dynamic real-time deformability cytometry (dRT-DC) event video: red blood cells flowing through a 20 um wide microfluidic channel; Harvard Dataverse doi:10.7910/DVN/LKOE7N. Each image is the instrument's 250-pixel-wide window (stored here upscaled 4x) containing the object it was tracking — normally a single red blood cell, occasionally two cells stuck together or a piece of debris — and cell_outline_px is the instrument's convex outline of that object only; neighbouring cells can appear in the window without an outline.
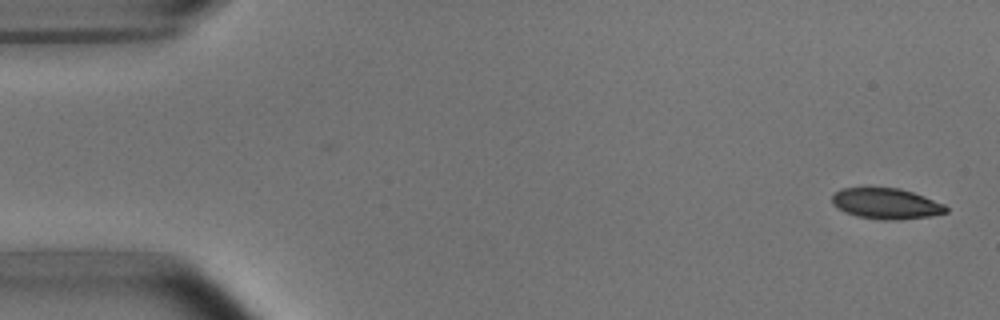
{"species": "common noctule bat (a hibernating species)", "species_latin": "Nyctalus noctula", "temperature_condition": "room temperature", "stored_images_in_passage": 6, "camera_frame_rate_fps": 3000, "um_per_image_px": 0.085, "animal": {"sex": "male", "body_mass_g": 15.6}, "frame": {"image": 1, "passage_image": 1, "time_ms": 0.0, "image_size_px": [1000, 320], "cell_outline_px": [[948, 212], [932, 216], [896, 220], [880, 220], [856, 216], [832, 204], [832, 196], [840, 188], [900, 188], [924, 196], [944, 204], [948, 208]], "centroid_in_image_um": [75.36, 17.31], "position_along_channel_um": 9.6, "area_um2": 20.35}}
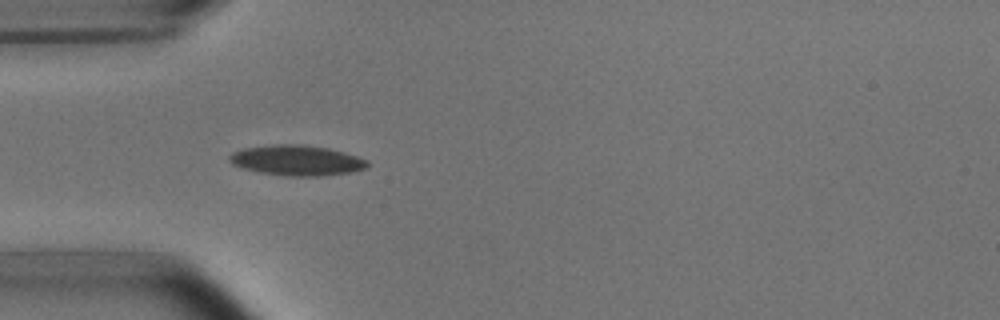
{"frame": {"image": 2, "passage_image": 5, "time_ms": 4.667, "image_size_px": [1000, 320], "cell_outline_px": [[368, 164], [364, 168], [348, 172], [320, 176], [288, 176], [260, 172], [244, 168], [232, 164], [228, 160], [228, 156], [232, 152], [244, 148], [276, 144], [300, 144], [328, 148], [344, 152], [368, 160]], "centroid_in_image_um": [25.19, 13.62], "position_along_channel_um": 59.8, "area_um2": 24.16}}